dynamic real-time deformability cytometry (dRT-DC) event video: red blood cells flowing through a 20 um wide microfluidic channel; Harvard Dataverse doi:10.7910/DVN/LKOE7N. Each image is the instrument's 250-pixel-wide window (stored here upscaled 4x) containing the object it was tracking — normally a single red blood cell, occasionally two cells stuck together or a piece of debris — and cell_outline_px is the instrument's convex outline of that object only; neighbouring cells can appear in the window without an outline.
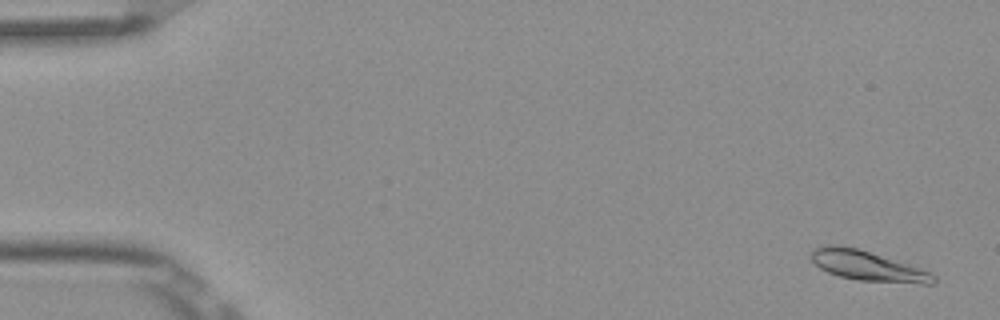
{"species": "Egyptian fruit bat (a non-hibernating species)", "species_latin": "Rousettus aegyptiacus", "temperature_condition": "room temperature", "stored_images_in_passage": 4, "camera_frame_rate_fps": 3000, "um_per_image_px": 0.085, "frame": {"image": 1, "passage_image": 1, "time_ms": 0.0, "image_size_px": [1000, 320], "cell_outline_px": [[936, 284], [924, 284], [860, 280], [840, 276], [828, 272], [820, 268], [808, 256], [808, 252], [812, 248], [824, 244], [836, 244], [856, 248], [908, 264], [932, 272], [936, 276]], "centroid_in_image_um": [73.7, 22.58], "position_along_channel_um": 11.3, "area_um2": 21.44}}
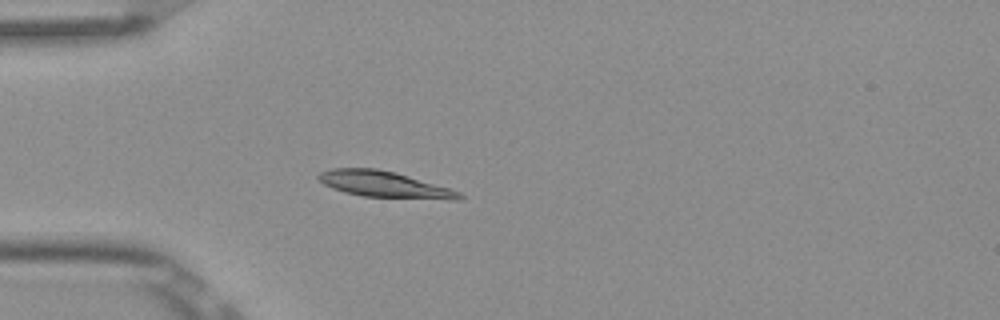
{"frame": {"image": 2, "passage_image": 4, "time_ms": 1.0, "image_size_px": [1000, 320], "cell_outline_px": [[464, 200], [448, 200], [364, 196], [344, 192], [332, 188], [324, 184], [316, 176], [320, 172], [332, 168], [376, 168], [396, 172], [448, 188], [460, 192], [464, 196]], "centroid_in_image_um": [32.69, 15.68], "position_along_channel_um": 52.3, "area_um2": 21.5}}